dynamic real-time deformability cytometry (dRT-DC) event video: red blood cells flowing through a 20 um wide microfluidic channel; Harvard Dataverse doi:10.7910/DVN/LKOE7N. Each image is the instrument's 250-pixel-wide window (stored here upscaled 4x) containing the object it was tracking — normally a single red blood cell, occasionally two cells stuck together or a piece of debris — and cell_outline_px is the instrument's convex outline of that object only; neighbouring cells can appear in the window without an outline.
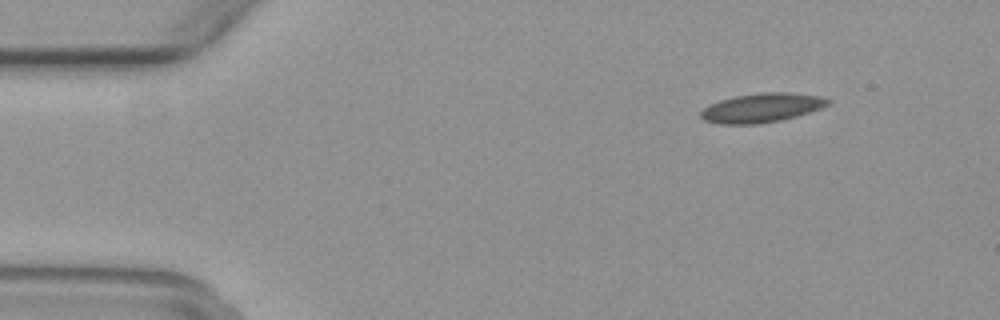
{"species": "common noctule bat (a hibernating species)", "species_latin": "Nyctalus noctula", "temperature_condition": "warm", "stored_images_in_passage": 46, "camera_frame_rate_fps": 3000, "um_per_image_px": 0.085, "animal": {"sex": "female", "body_mass_g": 29.2, "forearm_length_mm": 56.3}, "frame": {"image": 1, "passage_image": 2, "time_ms": 0.333, "image_size_px": [1000, 320], "cell_outline_px": [[832, 100], [828, 104], [820, 108], [796, 116], [780, 120], [756, 124], [720, 124], [704, 120], [700, 116], [700, 112], [704, 108], [720, 100], [736, 96], [764, 92], [788, 92], [820, 96]], "centroid_in_image_um": [64.74, 9.16], "position_along_channel_um": 20.3, "area_um2": 21.33}}
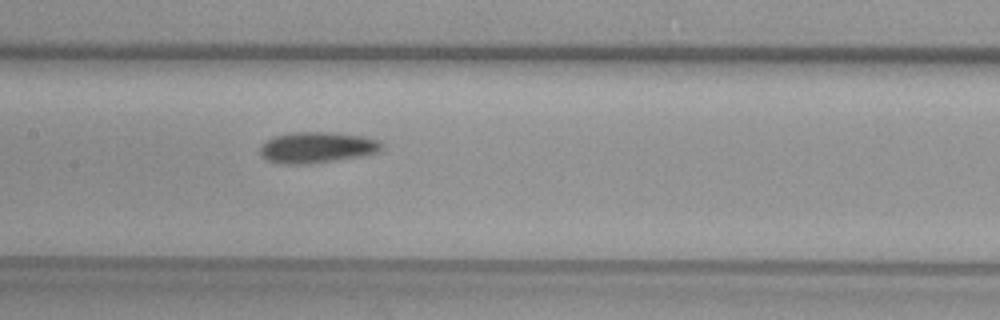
{"frame": {"image": 2, "passage_image": 20, "time_ms": 6.333, "image_size_px": [1000, 320], "cell_outline_px": [[384, 148], [376, 152], [360, 156], [312, 164], [280, 164], [264, 160], [260, 152], [260, 148], [272, 136], [288, 132], [336, 132], [364, 136], [380, 140], [384, 144]], "centroid_in_image_um": [26.95, 12.53], "position_along_channel_um": 180.5, "area_um2": 22.37}}
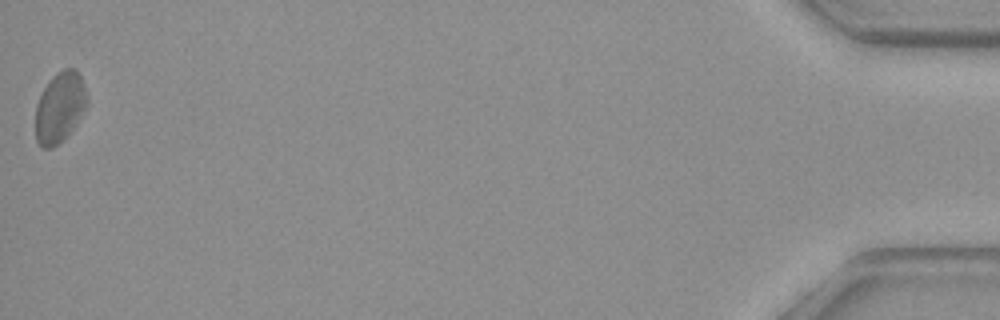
{"frame": {"image": 3, "passage_image": 46, "time_ms": 15.0, "image_size_px": [1000, 320], "cell_outline_px": [[88, 104], [76, 124], [52, 148], [44, 148], [36, 140], [36, 104], [44, 88], [52, 76], [56, 72], [64, 68], [76, 68], [80, 76], [88, 100]], "centroid_in_image_um": [5.08, 9.08], "position_along_channel_um": 430.1, "area_um2": 20.81}}